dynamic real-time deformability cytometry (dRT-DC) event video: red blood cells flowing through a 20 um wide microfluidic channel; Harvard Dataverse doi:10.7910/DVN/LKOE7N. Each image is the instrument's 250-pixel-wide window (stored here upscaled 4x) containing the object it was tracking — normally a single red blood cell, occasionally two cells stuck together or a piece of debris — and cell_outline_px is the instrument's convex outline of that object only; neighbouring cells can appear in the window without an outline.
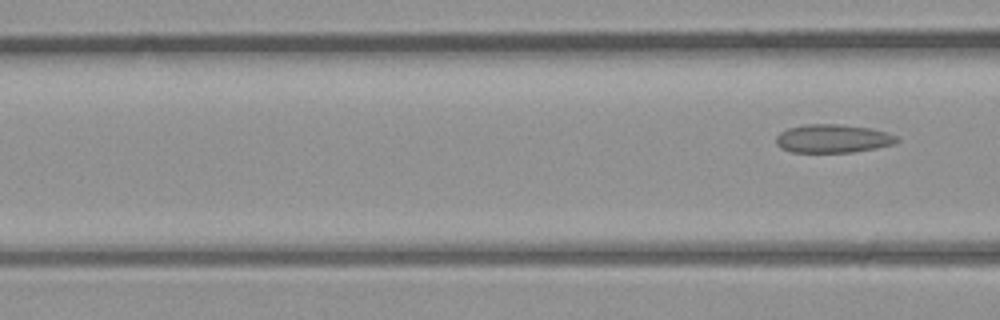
{"species": "common noctule bat (a hibernating species)", "species_latin": "Nyctalus noctula", "temperature_condition": "room temperature", "stored_images_in_passage": 6, "camera_frame_rate_fps": 3000, "um_per_image_px": 0.085, "animal": {"sex": "male", "body_mass_g": 23.1, "forearm_length_mm": 52.7}, "frame": {"image": 1, "passage_image": 6, "time_ms": 6.667, "image_size_px": [1000, 320], "cell_outline_px": [[900, 140], [896, 144], [876, 148], [852, 152], [792, 152], [780, 148], [776, 144], [776, 136], [780, 132], [788, 128], [808, 124], [840, 124], [868, 128], [884, 132], [896, 136]], "centroid_in_image_um": [70.77, 11.78], "position_along_channel_um": 95.8, "area_um2": 19.94}}